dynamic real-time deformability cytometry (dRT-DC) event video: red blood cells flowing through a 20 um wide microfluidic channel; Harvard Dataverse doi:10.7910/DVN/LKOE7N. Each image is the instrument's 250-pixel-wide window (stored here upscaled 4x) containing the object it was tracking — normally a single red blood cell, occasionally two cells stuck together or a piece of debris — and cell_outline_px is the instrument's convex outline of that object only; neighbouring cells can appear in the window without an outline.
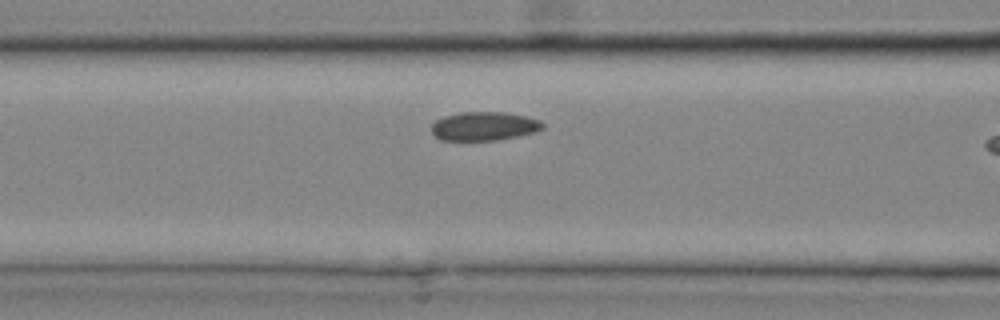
{"species": "common noctule bat (a hibernating species)", "species_latin": "Nyctalus noctula", "temperature_condition": "cold", "stored_images_in_passage": 10, "camera_frame_rate_fps": 3000, "um_per_image_px": 0.085, "animal": {"sex": "male", "body_mass_g": 20.4}, "frame": {"image": 1, "passage_image": 9, "time_ms": 2.667, "image_size_px": [1000, 320], "cell_outline_px": [[544, 128], [536, 132], [520, 136], [496, 140], [440, 140], [432, 132], [432, 124], [436, 120], [444, 116], [460, 112], [504, 112], [528, 116], [540, 120], [544, 124]], "centroid_in_image_um": [41.19, 10.72], "position_along_channel_um": 125.4, "area_um2": 18.79}}